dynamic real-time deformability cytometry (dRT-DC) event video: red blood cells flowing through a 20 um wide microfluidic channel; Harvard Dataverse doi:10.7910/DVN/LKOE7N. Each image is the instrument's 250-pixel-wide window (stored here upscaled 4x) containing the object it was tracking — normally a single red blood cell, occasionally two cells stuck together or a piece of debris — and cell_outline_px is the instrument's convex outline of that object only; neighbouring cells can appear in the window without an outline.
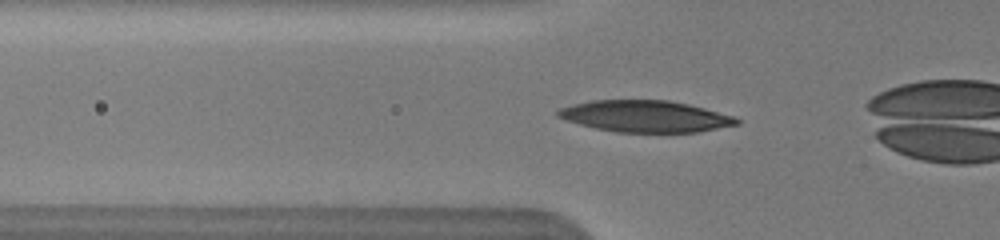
{"species": "human", "species_latin": "Homo sapiens", "temperature_condition": "warm", "stored_images_in_passage": 9, "camera_frame_rate_fps": 3000, "um_per_image_px": 0.085, "donor": {"sex": "male"}, "frame": {"image": 1, "passage_image": 2, "time_ms": 0.333, "image_size_px": [1000, 240], "cell_outline_px": [[740, 124], [696, 132], [616, 132], [596, 128], [580, 124], [556, 116], [556, 112], [560, 108], [572, 104], [592, 100], [668, 100], [688, 104], [704, 108], [732, 116], [740, 120]], "centroid_in_image_um": [54.84, 9.88], "position_along_channel_um": 71.0, "area_um2": 32.66}}